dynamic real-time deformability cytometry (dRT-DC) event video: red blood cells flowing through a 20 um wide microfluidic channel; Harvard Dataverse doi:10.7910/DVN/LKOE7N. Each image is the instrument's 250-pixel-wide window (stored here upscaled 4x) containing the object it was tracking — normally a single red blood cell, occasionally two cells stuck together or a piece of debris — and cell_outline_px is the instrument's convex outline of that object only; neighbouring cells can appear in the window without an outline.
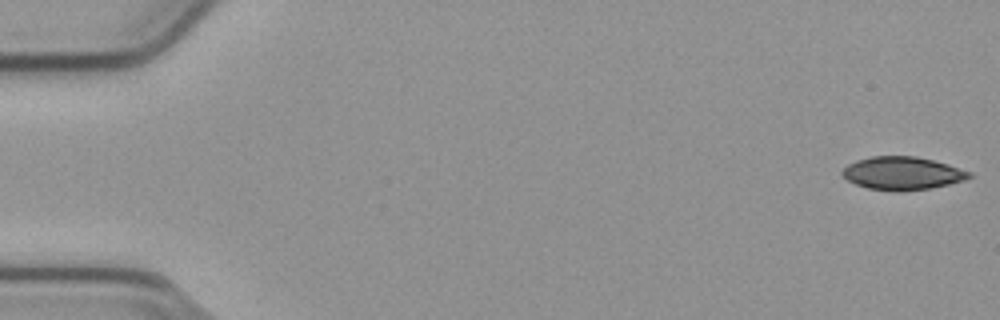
{"species": "common noctule bat (a hibernating species)", "species_latin": "Nyctalus noctula", "temperature_condition": "cold", "stored_images_in_passage": 54, "camera_frame_rate_fps": 3000, "um_per_image_px": 0.085, "animal": {"sex": "male", "body_mass_g": 23.1, "forearm_length_mm": 52.7}, "frame": {"image": 1, "passage_image": 1, "time_ms": 0.0, "image_size_px": [1000, 320], "cell_outline_px": [[972, 176], [964, 180], [948, 184], [928, 188], [900, 192], [896, 192], [868, 188], [856, 184], [848, 180], [840, 172], [848, 164], [856, 160], [872, 156], [916, 156], [948, 164], [972, 172]], "centroid_in_image_um": [76.7, 14.73], "position_along_channel_um": 8.3, "area_um2": 24.39}}
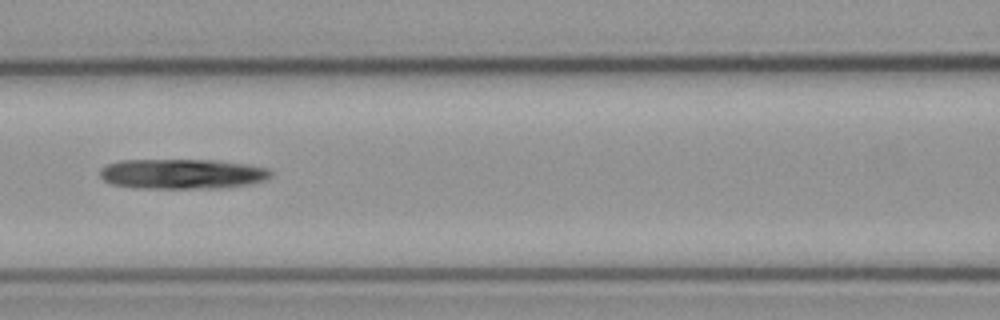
{"frame": {"image": 2, "passage_image": 24, "time_ms": 7.667, "image_size_px": [1000, 320], "cell_outline_px": [[272, 176], [264, 180], [252, 184], [224, 188], [136, 188], [112, 184], [104, 180], [100, 176], [100, 168], [108, 164], [120, 160], [216, 160], [248, 164], [268, 168], [272, 172]], "centroid_in_image_um": [15.52, 14.78], "position_along_channel_um": 151.1, "area_um2": 30.17}}
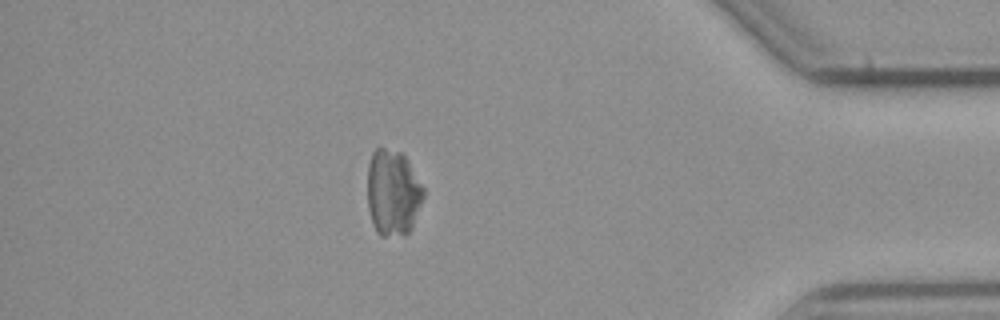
{"frame": {"image": 3, "passage_image": 47, "time_ms": 15.333, "image_size_px": [1000, 320], "cell_outline_px": [[424, 196], [412, 228], [404, 236], [380, 236], [376, 232], [372, 224], [368, 208], [368, 164], [372, 152], [376, 148], [384, 148], [400, 152], [408, 160], [424, 188]], "centroid_in_image_um": [33.39, 16.4], "position_along_channel_um": 401.8, "area_um2": 28.38}}